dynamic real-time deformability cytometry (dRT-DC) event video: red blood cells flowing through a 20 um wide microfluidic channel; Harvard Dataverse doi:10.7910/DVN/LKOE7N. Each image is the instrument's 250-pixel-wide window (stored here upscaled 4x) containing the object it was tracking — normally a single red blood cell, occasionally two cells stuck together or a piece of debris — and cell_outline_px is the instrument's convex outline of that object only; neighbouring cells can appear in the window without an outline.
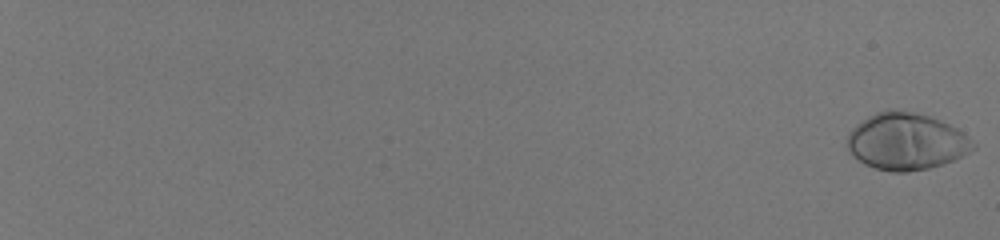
{"species": "human", "species_latin": "Homo sapiens", "temperature_condition": "room temperature", "stored_images_in_passage": 59, "camera_frame_rate_fps": 3000, "um_per_image_px": 0.085, "donor": {"sex": "male"}, "frame": {"image": 1, "passage_image": 1, "time_ms": 0.0, "image_size_px": [1000, 240], "cell_outline_px": [[976, 148], [944, 164], [928, 168], [908, 172], [892, 172], [876, 168], [864, 164], [848, 148], [848, 136], [852, 128], [856, 124], [868, 116], [876, 112], [888, 108], [912, 112], [928, 116], [940, 120], [956, 128], [976, 144]], "centroid_in_image_um": [77.03, 12.02], "position_along_channel_um": 8.0, "area_um2": 41.33}}
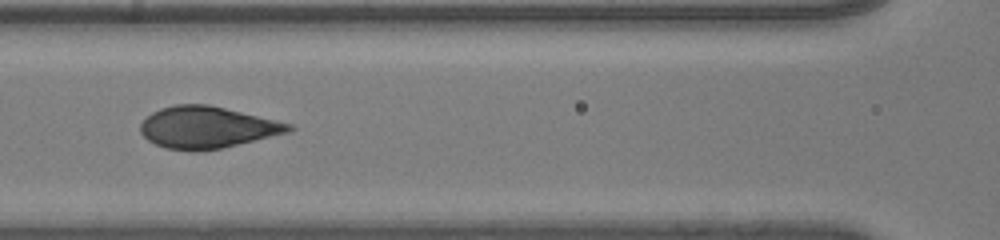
{"frame": {"image": 2, "passage_image": 34, "time_ms": 11.0, "image_size_px": [1000, 240], "cell_outline_px": [[296, 128], [288, 132], [220, 148], [196, 152], [164, 148], [148, 140], [140, 132], [140, 124], [152, 112], [160, 108], [176, 104], [208, 104], [292, 124]], "centroid_in_image_um": [17.56, 10.83], "position_along_channel_um": 149.0, "area_um2": 35.78}}
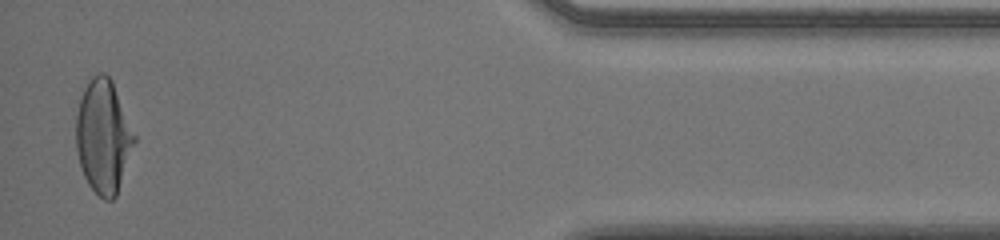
{"frame": {"image": 3, "passage_image": 58, "time_ms": 19.0, "image_size_px": [1000, 240], "cell_outline_px": [[136, 140], [116, 196], [112, 200], [104, 200], [88, 184], [84, 176], [80, 164], [76, 148], [76, 116], [80, 100], [84, 88], [92, 76], [100, 72], [104, 72], [112, 80], [136, 136]], "centroid_in_image_um": [8.78, 11.59], "position_along_channel_um": 426.4, "area_um2": 38.32}}